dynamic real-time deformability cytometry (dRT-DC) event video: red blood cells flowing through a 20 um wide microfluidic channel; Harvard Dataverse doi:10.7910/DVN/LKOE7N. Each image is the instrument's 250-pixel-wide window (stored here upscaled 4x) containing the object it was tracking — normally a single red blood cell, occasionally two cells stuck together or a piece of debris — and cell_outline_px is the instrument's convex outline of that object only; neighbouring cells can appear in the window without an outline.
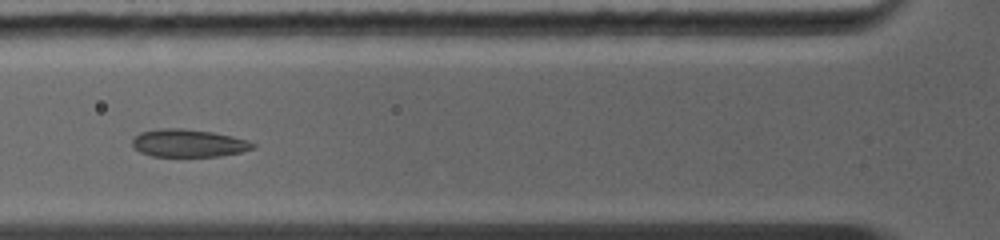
{"species": "common noctule bat (a hibernating species)", "species_latin": "Nyctalus noctula", "temperature_condition": "warm", "stored_images_in_passage": 21, "camera_frame_rate_fps": 5000, "um_per_image_px": 0.085, "animal": {"sex": "female", "body_mass_g": 19.0, "forearm_length_mm": 56.7}, "frame": {"image": 1, "passage_image": 5, "time_ms": 3.2, "image_size_px": [1000, 240], "cell_outline_px": [[256, 148], [240, 152], [220, 156], [152, 156], [140, 152], [132, 144], [132, 140], [140, 132], [156, 128], [184, 128], [212, 132], [232, 136], [248, 140], [256, 144]], "centroid_in_image_um": [16.03, 12.16], "position_along_channel_um": 109.8, "area_um2": 19.54}}
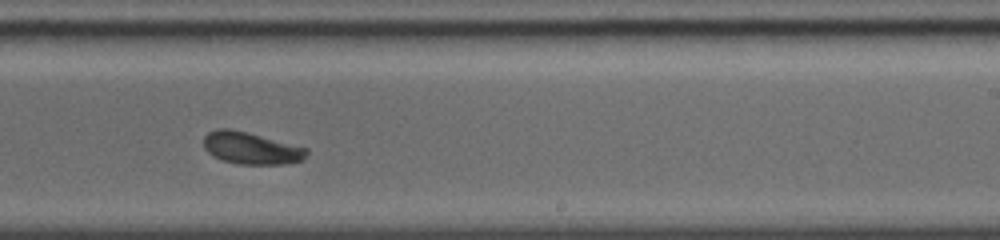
{"frame": {"image": 2, "passage_image": 12, "time_ms": 6.8, "image_size_px": [1000, 240], "cell_outline_px": [[308, 152], [304, 160], [284, 164], [240, 164], [220, 160], [212, 156], [204, 148], [204, 136], [208, 132], [216, 128], [228, 128], [248, 132], [308, 148]], "centroid_in_image_um": [21.33, 12.59], "position_along_channel_um": 267.7, "area_um2": 19.42}}
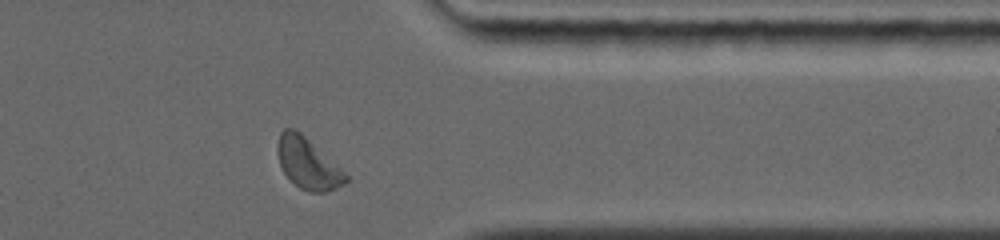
{"frame": {"image": 3, "passage_image": 19, "time_ms": 9.6, "image_size_px": [1000, 240], "cell_outline_px": [[348, 180], [344, 184], [336, 188], [324, 192], [308, 192], [300, 188], [284, 172], [280, 164], [276, 152], [276, 148], [280, 132], [284, 128], [292, 128], [300, 132], [344, 172], [348, 176]], "centroid_in_image_um": [26.13, 13.89], "position_along_channel_um": 385.3, "area_um2": 19.83}, "authors_computed_cell_mechanics": {"area_um2": 19.5364, "velocity_mm_per_s": 4.3989, "shape_relaxation_time_tau1_ms": 5.7209, "shape_relaxation_time_tau2_ms": null, "deformation_change_tau1": 0.1641, "deformation_change_tau2": null}}